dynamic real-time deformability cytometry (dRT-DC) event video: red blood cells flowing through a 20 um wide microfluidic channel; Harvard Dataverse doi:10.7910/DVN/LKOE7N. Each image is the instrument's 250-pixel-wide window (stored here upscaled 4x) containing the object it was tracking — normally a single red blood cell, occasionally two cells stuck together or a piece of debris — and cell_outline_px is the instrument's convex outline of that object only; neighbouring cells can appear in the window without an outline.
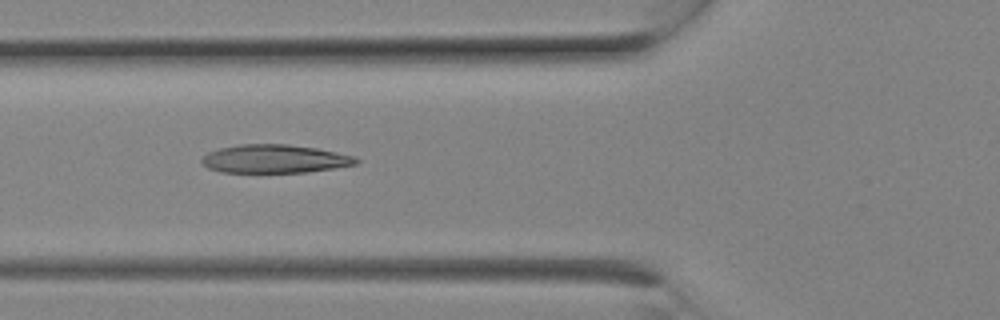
{"species": "Egyptian fruit bat (a non-hibernating species)", "species_latin": "Rousettus aegyptiacus", "temperature_condition": "room temperature", "stored_images_in_passage": 5, "camera_frame_rate_fps": 3000, "um_per_image_px": 0.085, "animal": {"sex": "female"}, "frame": {"image": 1, "passage_image": 4, "time_ms": 1.0, "image_size_px": [1000, 320], "cell_outline_px": [[360, 160], [356, 164], [332, 168], [304, 172], [220, 172], [208, 168], [200, 160], [208, 152], [220, 148], [240, 144], [288, 144], [316, 148], [336, 152], [352, 156]], "centroid_in_image_um": [23.31, 13.5], "position_along_channel_um": 102.5, "area_um2": 25.26}}
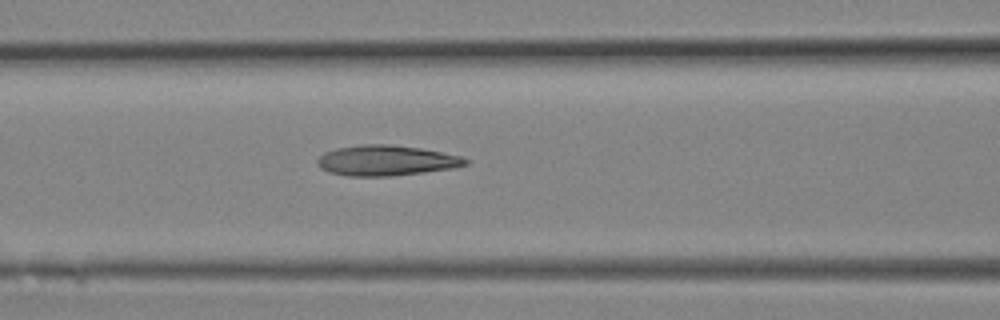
{"frame": {"image": 2, "passage_image": 5, "time_ms": 1.333, "image_size_px": [1000, 320], "cell_outline_px": [[472, 160], [468, 164], [456, 168], [424, 172], [388, 176], [348, 176], [328, 172], [320, 168], [316, 164], [316, 160], [324, 152], [336, 148], [364, 144], [388, 144], [420, 148], [460, 156]], "centroid_in_image_um": [32.83, 13.64], "position_along_channel_um": 133.8, "area_um2": 26.36}}